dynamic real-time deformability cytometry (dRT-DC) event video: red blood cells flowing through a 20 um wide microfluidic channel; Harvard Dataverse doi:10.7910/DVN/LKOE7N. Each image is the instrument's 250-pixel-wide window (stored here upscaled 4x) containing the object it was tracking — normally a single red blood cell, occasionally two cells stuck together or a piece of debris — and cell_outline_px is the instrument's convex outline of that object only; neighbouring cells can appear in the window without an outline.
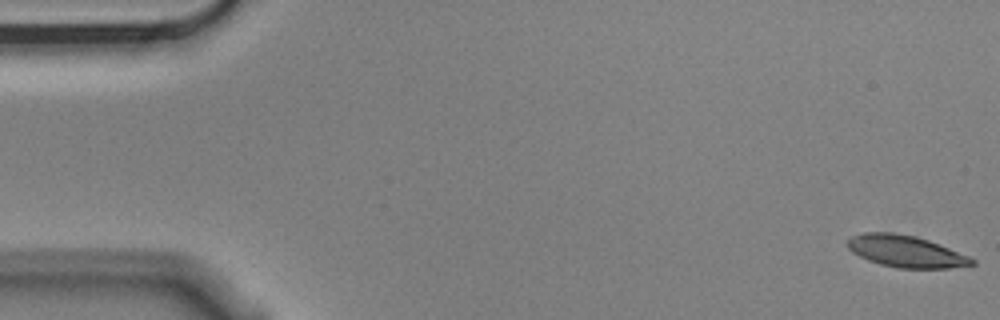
{"species": "Egyptian fruit bat (a non-hibernating species)", "species_latin": "Rousettus aegyptiacus", "temperature_condition": "cold", "stored_images_in_passage": 5, "camera_frame_rate_fps": 3000, "um_per_image_px": 0.085, "animal": {"sex": "male"}, "frame": {"image": 1, "passage_image": 1, "time_ms": 0.0, "image_size_px": [1000, 320], "cell_outline_px": [[976, 264], [948, 268], [896, 268], [880, 264], [868, 260], [852, 252], [848, 248], [848, 240], [852, 236], [864, 232], [892, 232], [916, 236], [928, 240], [968, 256], [976, 260]], "centroid_in_image_um": [76.98, 21.36], "position_along_channel_um": 8.0, "area_um2": 22.89}}
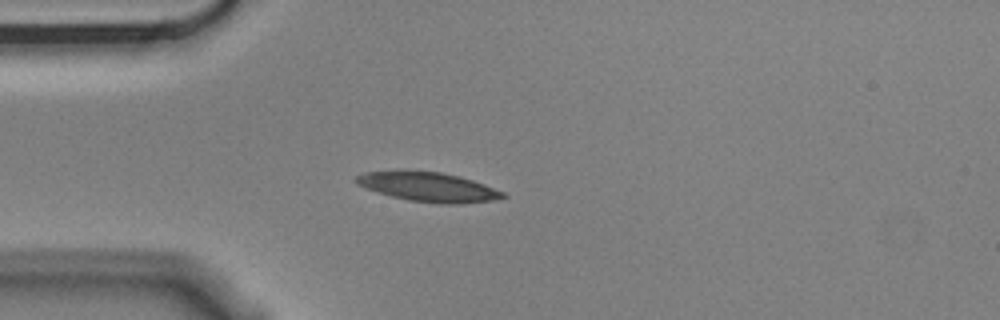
{"frame": {"image": 2, "passage_image": 5, "time_ms": 1.333, "image_size_px": [1000, 320], "cell_outline_px": [[508, 196], [492, 200], [460, 204], [440, 204], [408, 200], [392, 196], [356, 184], [356, 176], [364, 172], [440, 172], [460, 176], [484, 184], [504, 192]], "centroid_in_image_um": [36.48, 15.91], "position_along_channel_um": 48.5, "area_um2": 24.45}}